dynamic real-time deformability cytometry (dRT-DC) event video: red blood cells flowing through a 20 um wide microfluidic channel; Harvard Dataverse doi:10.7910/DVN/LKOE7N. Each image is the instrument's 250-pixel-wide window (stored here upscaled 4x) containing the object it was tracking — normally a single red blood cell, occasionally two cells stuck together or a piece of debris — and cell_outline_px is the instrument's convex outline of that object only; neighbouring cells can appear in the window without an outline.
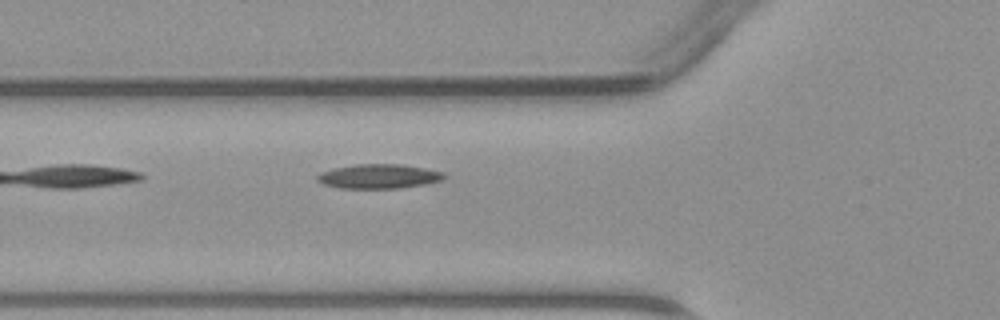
{"species": "common noctule bat (a hibernating species)", "species_latin": "Nyctalus noctula", "temperature_condition": "warm", "stored_images_in_passage": 20, "camera_frame_rate_fps": 3000, "um_per_image_px": 0.085, "animal": {"sex": "male", "body_mass_g": 23.1, "forearm_length_mm": 52.7}, "frame": {"image": 1, "passage_image": 3, "time_ms": 0.667, "image_size_px": [1000, 320], "cell_outline_px": [[444, 176], [440, 180], [424, 184], [400, 188], [340, 188], [324, 184], [316, 180], [316, 176], [320, 172], [336, 168], [356, 164], [404, 164], [444, 172]], "centroid_in_image_um": [32.17, 14.98], "position_along_channel_um": 93.6, "area_um2": 17.86}}
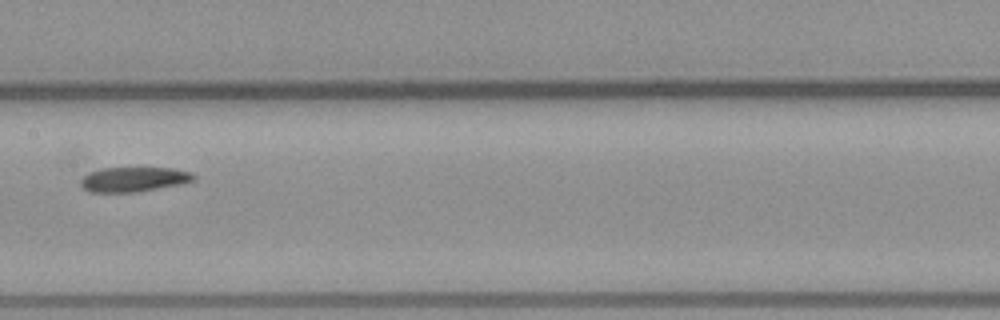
{"frame": {"image": 2, "passage_image": 10, "time_ms": 3.0, "image_size_px": [1000, 320], "cell_outline_px": [[196, 180], [184, 184], [136, 192], [88, 192], [80, 184], [80, 180], [88, 172], [100, 168], [172, 168], [192, 172], [196, 176]], "centroid_in_image_um": [11.4, 15.24], "position_along_channel_um": 196.0, "area_um2": 16.53}}
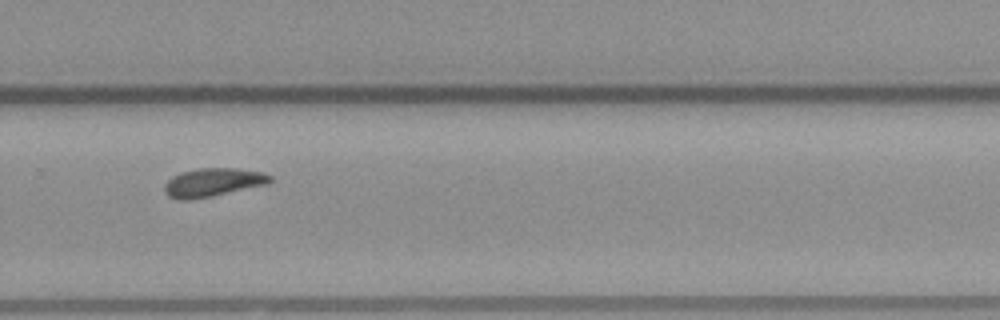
{"frame": {"image": 3, "passage_image": 18, "time_ms": 5.667, "image_size_px": [1000, 320], "cell_outline_px": [[272, 180], [268, 184], [212, 196], [188, 200], [180, 200], [168, 196], [164, 192], [164, 184], [172, 176], [180, 172], [200, 168], [236, 168], [260, 172], [272, 176]], "centroid_in_image_um": [18.07, 15.5], "position_along_channel_um": 311.7, "area_um2": 17.51}}